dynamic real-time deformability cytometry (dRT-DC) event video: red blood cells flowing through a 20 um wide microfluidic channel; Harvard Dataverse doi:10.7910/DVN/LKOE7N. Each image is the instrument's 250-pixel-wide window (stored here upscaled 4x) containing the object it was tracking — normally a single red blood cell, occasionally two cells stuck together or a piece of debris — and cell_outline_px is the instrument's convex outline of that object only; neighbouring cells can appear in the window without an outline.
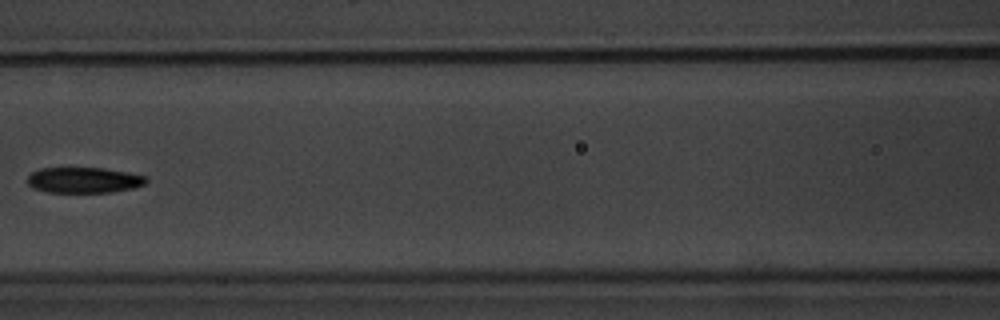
{"species": "common noctule bat (a hibernating species)", "species_latin": "Nyctalus noctula", "temperature_condition": "warm", "stored_images_in_passage": 7, "camera_frame_rate_fps": 3000, "um_per_image_px": 0.085, "animal": {"sex": "male", "body_mass_g": 20.1, "forearm_length_mm": 53.5}, "frame": {"image": 1, "passage_image": 7, "time_ms": 7.0, "image_size_px": [1000, 320], "cell_outline_px": [[148, 180], [144, 184], [132, 188], [112, 192], [48, 192], [32, 188], [28, 184], [28, 176], [32, 172], [40, 168], [104, 168], [128, 172], [148, 176]], "centroid_in_image_um": [7.14, 15.3], "position_along_channel_um": 159.5, "area_um2": 17.8}}